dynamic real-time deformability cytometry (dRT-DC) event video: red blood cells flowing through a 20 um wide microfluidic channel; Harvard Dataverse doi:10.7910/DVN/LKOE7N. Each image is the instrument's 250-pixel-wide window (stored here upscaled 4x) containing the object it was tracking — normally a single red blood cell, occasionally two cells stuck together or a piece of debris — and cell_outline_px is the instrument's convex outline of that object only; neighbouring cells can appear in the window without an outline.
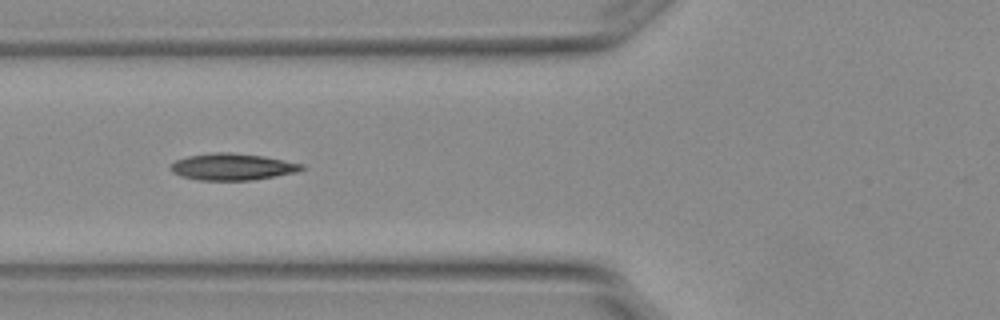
{"species": "Egyptian fruit bat (a non-hibernating species)", "species_latin": "Rousettus aegyptiacus", "temperature_condition": "warm", "stored_images_in_passage": 10, "camera_frame_rate_fps": 3000, "um_per_image_px": 0.085, "animal": {"sex": "female"}, "frame": {"image": 1, "passage_image": 6, "time_ms": 1.667, "image_size_px": [1000, 320], "cell_outline_px": [[304, 168], [296, 172], [276, 176], [252, 180], [200, 180], [180, 176], [172, 172], [168, 168], [176, 160], [188, 156], [212, 152], [232, 152], [264, 156], [304, 164]], "centroid_in_image_um": [19.74, 14.17], "position_along_channel_um": 106.1, "area_um2": 20.46}}
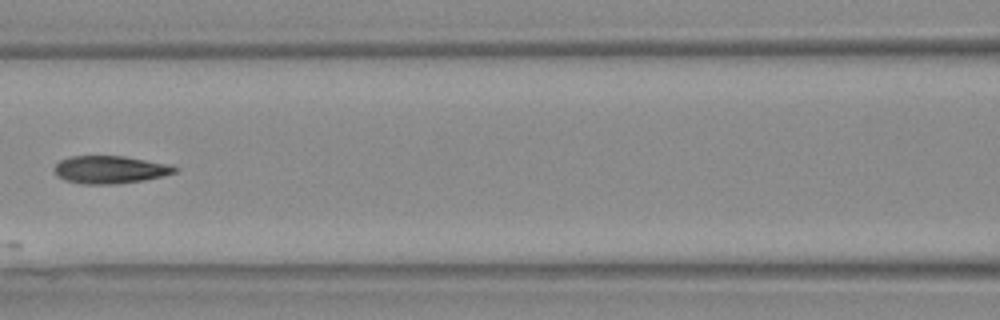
{"frame": {"image": 2, "passage_image": 7, "time_ms": 2.0, "image_size_px": [1000, 320], "cell_outline_px": [[176, 172], [144, 180], [112, 184], [84, 184], [64, 180], [56, 176], [52, 168], [60, 160], [72, 156], [124, 156], [164, 164], [176, 168]], "centroid_in_image_um": [9.24, 14.42], "position_along_channel_um": 157.4, "area_um2": 19.13}}